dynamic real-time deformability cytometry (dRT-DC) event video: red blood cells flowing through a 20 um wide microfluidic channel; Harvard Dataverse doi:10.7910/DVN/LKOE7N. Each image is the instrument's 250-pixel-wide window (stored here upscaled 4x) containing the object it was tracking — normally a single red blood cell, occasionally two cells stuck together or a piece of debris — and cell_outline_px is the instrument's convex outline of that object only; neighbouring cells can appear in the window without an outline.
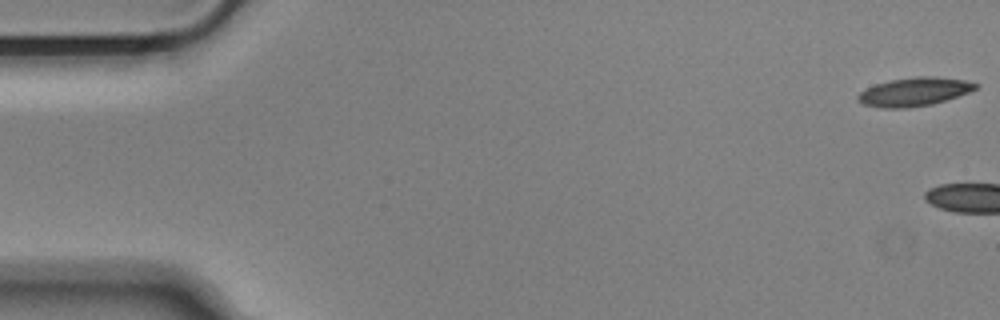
{"species": "Egyptian fruit bat (a non-hibernating species)", "species_latin": "Rousettus aegyptiacus", "temperature_condition": "cold", "stored_images_in_passage": 5, "camera_frame_rate_fps": 3000, "um_per_image_px": 0.085, "animal": {"sex": "male"}, "frame": {"image": 1, "passage_image": 1, "time_ms": 0.0, "image_size_px": [1000, 320], "cell_outline_px": [[980, 84], [976, 88], [968, 92], [932, 104], [908, 108], [884, 108], [864, 104], [856, 100], [856, 96], [860, 92], [876, 84], [892, 80], [916, 76], [936, 76], [964, 80]], "centroid_in_image_um": [77.7, 7.8], "position_along_channel_um": 7.3, "area_um2": 19.36}}